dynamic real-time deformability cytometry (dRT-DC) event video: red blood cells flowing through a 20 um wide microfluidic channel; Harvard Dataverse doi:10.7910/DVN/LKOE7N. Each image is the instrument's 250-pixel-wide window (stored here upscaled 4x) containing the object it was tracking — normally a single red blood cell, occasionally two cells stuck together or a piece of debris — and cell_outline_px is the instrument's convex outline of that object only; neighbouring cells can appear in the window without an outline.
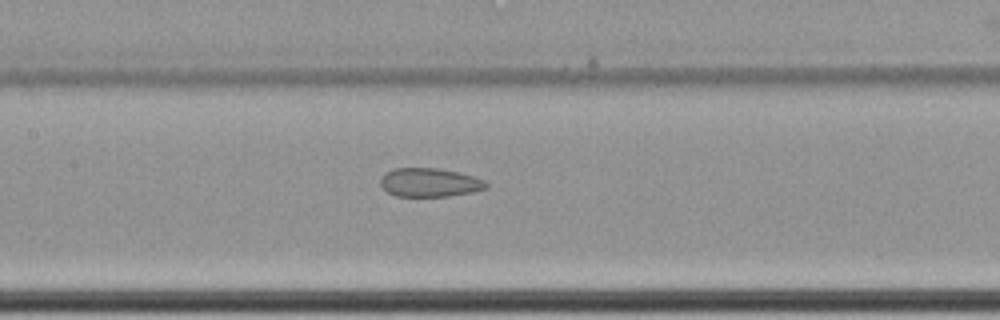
{"species": "common noctule bat (a hibernating species)", "species_latin": "Nyctalus noctula", "temperature_condition": "cold", "stored_images_in_passage": 63, "segment_of_instrument_passage": [2, 2], "camera_frame_rate_fps": 3000, "um_per_image_px": 0.085, "animal": {"sex": "female", "body_mass_g": 22.7, "forearm_length_mm": 54.2}, "frame": {"image": 1, "passage_image": 33, "time_ms": 10.667, "image_size_px": [1000, 320], "cell_outline_px": [[488, 188], [472, 192], [448, 196], [396, 196], [388, 192], [380, 184], [380, 176], [384, 172], [392, 168], [440, 168], [460, 172], [484, 180], [488, 184]], "centroid_in_image_um": [36.5, 15.5], "position_along_channel_um": 170.9, "area_um2": 17.86}}
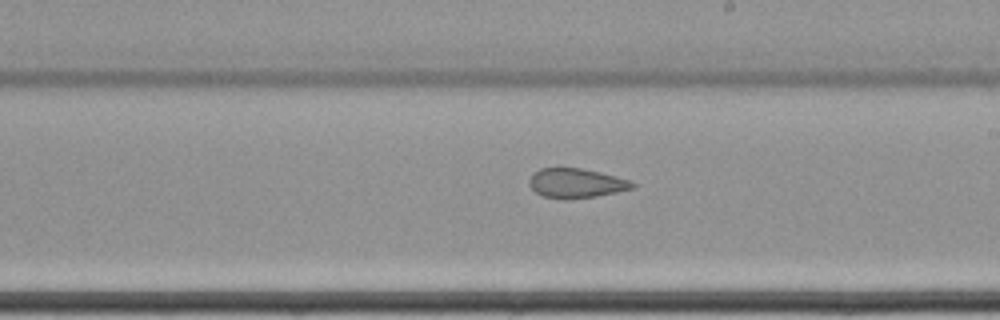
{"frame": {"image": 2, "passage_image": 39, "time_ms": 12.667, "image_size_px": [1000, 320], "cell_outline_px": [[636, 188], [596, 196], [564, 200], [544, 196], [536, 192], [528, 184], [528, 180], [540, 168], [556, 164], [580, 168], [600, 172], [632, 180], [636, 184]], "centroid_in_image_um": [48.97, 15.53], "position_along_channel_um": 240.0, "area_um2": 18.38}}
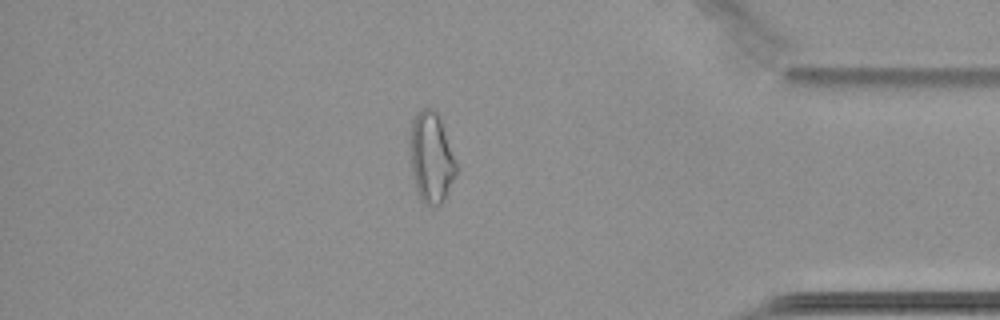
{"frame": {"image": 3, "passage_image": 55, "time_ms": 18.0, "image_size_px": [1000, 320], "cell_outline_px": [[456, 172], [440, 204], [436, 208], [428, 208], [420, 196], [416, 188], [412, 176], [412, 120], [420, 108], [432, 108], [436, 112], [440, 120], [456, 164]], "centroid_in_image_um": [36.64, 13.42], "position_along_channel_um": 398.6, "area_um2": 23.29}}